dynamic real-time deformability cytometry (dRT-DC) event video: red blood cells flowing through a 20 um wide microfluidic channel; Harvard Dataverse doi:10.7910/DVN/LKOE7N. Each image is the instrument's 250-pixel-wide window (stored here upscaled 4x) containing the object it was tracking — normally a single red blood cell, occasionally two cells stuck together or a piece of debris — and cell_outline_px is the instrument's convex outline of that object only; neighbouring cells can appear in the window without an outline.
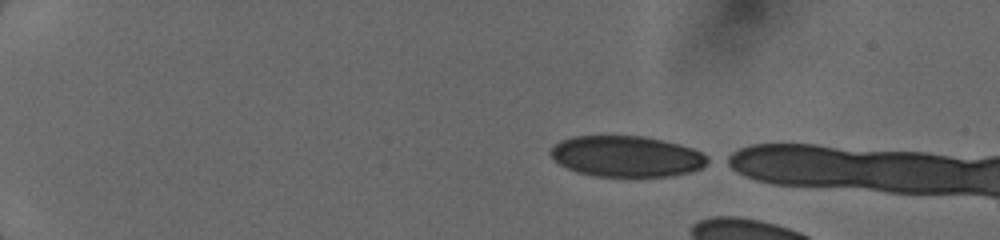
{"species": "human", "species_latin": "Homo sapiens", "temperature_condition": "cold", "stored_images_in_passage": 5, "camera_frame_rate_fps": 3000, "um_per_image_px": 0.085, "donor": {"sex": "female"}, "frame": {"image": 1, "passage_image": 1, "time_ms": 0.0, "image_size_px": [1000, 240], "cell_outline_px": [[712, 160], [700, 168], [692, 172], [672, 176], [592, 176], [576, 172], [560, 164], [548, 152], [560, 140], [572, 136], [644, 136], [680, 144], [692, 148], [708, 156]], "centroid_in_image_um": [53.28, 13.29], "position_along_channel_um": 31.7, "area_um2": 37.57}}